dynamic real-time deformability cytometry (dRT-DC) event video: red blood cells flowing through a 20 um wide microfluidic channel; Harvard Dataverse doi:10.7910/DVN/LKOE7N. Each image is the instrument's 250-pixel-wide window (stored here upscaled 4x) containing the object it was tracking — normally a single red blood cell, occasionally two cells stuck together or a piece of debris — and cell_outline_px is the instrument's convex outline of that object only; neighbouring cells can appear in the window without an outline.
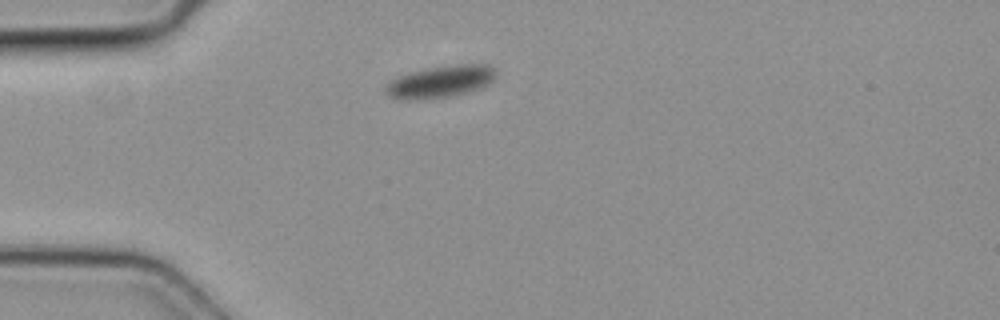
{"species": "common noctule bat (a hibernating species)", "species_latin": "Nyctalus noctula", "temperature_condition": "cold", "stored_images_in_passage": 7, "camera_frame_rate_fps": 3000, "um_per_image_px": 0.085, "animal": {"sex": "female", "body_mass_g": 19.3, "forearm_length_mm": 54.1}, "frame": {"image": 1, "passage_image": 1, "time_ms": 0.0, "image_size_px": [1000, 320], "cell_outline_px": [[496, 76], [488, 84], [464, 92], [448, 96], [408, 100], [396, 100], [388, 96], [384, 92], [384, 88], [388, 80], [408, 72], [428, 68], [456, 64], [488, 64], [496, 72]], "centroid_in_image_um": [37.33, 6.93], "position_along_channel_um": 47.7, "area_um2": 20.52}}
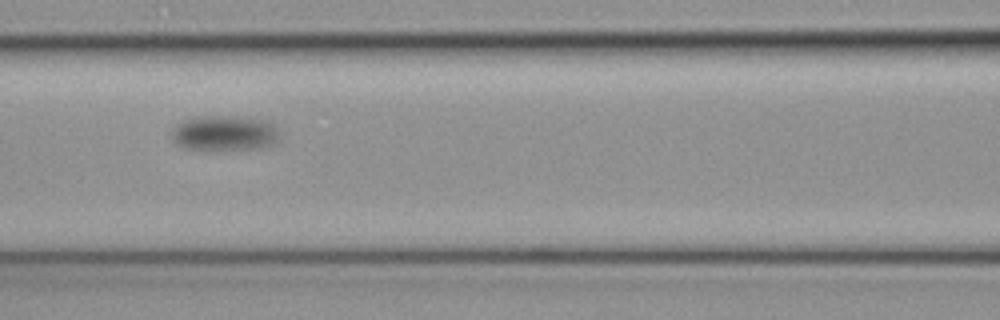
{"frame": {"image": 2, "passage_image": 4, "time_ms": 1.0, "image_size_px": [1000, 320], "cell_outline_px": [[280, 140], [260, 148], [184, 148], [176, 144], [172, 140], [172, 128], [176, 124], [184, 120], [204, 116], [236, 116], [264, 120], [276, 124], [280, 136]], "centroid_in_image_um": [19.1, 11.28], "position_along_channel_um": 147.5, "area_um2": 21.85}}
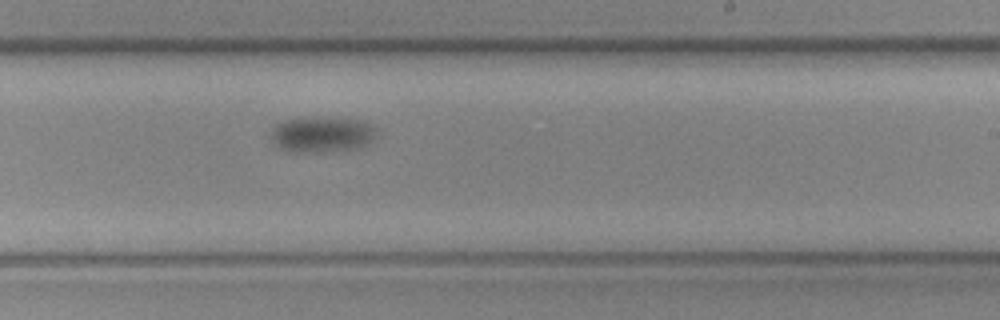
{"frame": {"image": 3, "passage_image": 7, "time_ms": 2.0, "image_size_px": [1000, 320], "cell_outline_px": [[380, 128], [372, 140], [368, 144], [360, 148], [324, 152], [292, 152], [280, 148], [272, 140], [272, 128], [276, 124], [288, 120], [364, 120]], "centroid_in_image_um": [27.45, 11.48], "position_along_channel_um": 261.5, "area_um2": 21.33}}